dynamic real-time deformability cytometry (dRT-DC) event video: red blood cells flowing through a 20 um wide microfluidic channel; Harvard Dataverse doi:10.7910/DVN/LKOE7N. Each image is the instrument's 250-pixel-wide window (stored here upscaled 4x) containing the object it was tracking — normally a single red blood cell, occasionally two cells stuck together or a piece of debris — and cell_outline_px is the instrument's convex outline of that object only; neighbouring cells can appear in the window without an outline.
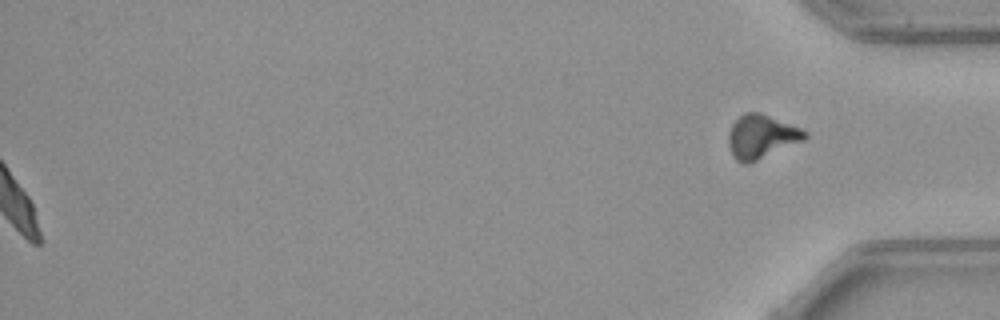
{"species": "common noctule bat (a hibernating species)", "species_latin": "Nyctalus noctula", "temperature_condition": "warm", "stored_images_in_passage": 55, "segment_of_instrument_passage": [2, 2], "camera_frame_rate_fps": 3000, "um_per_image_px": 0.085, "animal": {"sex": "female", "body_mass_g": 21.9}, "frame": {"image": 1, "passage_image": 55, "time_ms": 18.0, "image_size_px": [1000, 320], "cell_outline_px": [[808, 136], [804, 140], [748, 164], [744, 164], [736, 160], [732, 156], [728, 144], [728, 136], [732, 124], [744, 112], [760, 112], [800, 128], [808, 132]], "centroid_in_image_um": [64.7, 11.62], "position_along_channel_um": 370.5, "area_um2": 19.36}}